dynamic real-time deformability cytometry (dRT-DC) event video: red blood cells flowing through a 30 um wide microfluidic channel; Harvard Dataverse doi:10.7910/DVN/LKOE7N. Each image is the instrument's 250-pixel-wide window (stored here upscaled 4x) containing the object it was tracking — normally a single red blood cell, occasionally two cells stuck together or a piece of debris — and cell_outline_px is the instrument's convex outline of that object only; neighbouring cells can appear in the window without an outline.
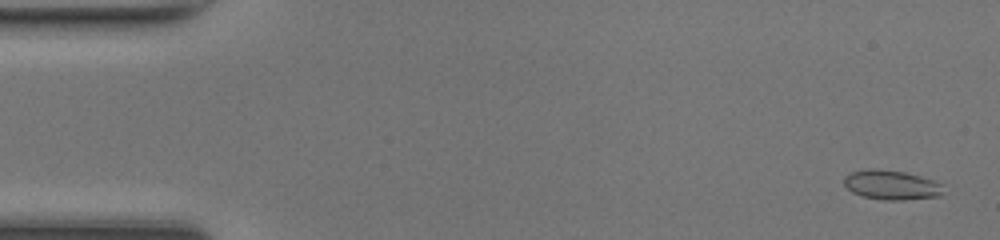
{"species": "common noctule bat (a hibernating species)", "species_latin": "Nyctalus noctula", "temperature_condition": "room temperature", "stored_images_in_passage": 48, "camera_frame_rate_fps": 3000, "um_per_image_px": 0.085, "animal": {"sex": "female", "body_mass_g": 17.0, "forearm_length_mm": 48.0}, "frame": {"image": 1, "passage_image": 2, "time_ms": 0.333, "image_size_px": [1000, 240], "cell_outline_px": [[944, 184], [940, 196], [904, 200], [884, 200], [864, 196], [852, 192], [844, 184], [844, 176], [848, 172], [868, 168], [876, 168], [904, 172], [920, 176]], "centroid_in_image_um": [75.75, 15.71], "position_along_channel_um": 9.3, "area_um2": 17.17}}
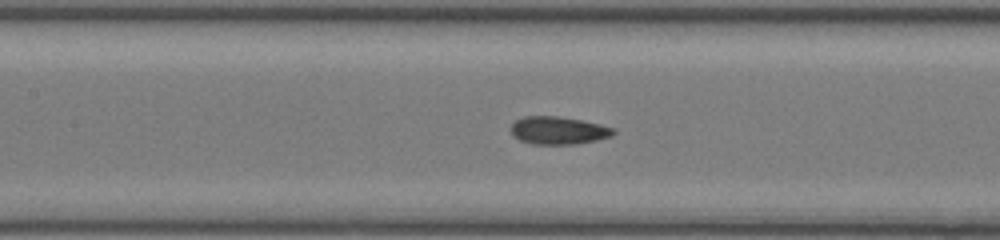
{"frame": {"image": 2, "passage_image": 22, "time_ms": 7.0, "image_size_px": [1000, 240], "cell_outline_px": [[616, 132], [612, 136], [596, 140], [576, 144], [532, 144], [520, 140], [512, 136], [512, 124], [516, 120], [524, 116], [556, 116], [580, 120], [600, 124], [616, 128]], "centroid_in_image_um": [47.48, 11.09], "position_along_channel_um": 159.9, "area_um2": 16.59}}
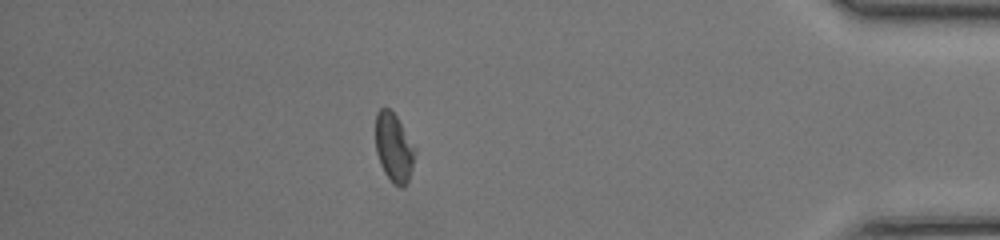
{"frame": {"image": 3, "passage_image": 42, "time_ms": 13.667, "image_size_px": [1000, 240], "cell_outline_px": [[416, 152], [412, 168], [408, 180], [400, 188], [384, 172], [380, 164], [376, 152], [376, 112], [380, 108], [388, 108], [396, 116], [416, 148]], "centroid_in_image_um": [33.48, 12.52], "position_along_channel_um": 401.7, "area_um2": 15.55}, "authors_computed_cell_mechanics": {"area_um2": 16.473, "velocity_mm_per_s": 4.3271, "shape_relaxation_time_tau1_ms": 4.2204, "shape_relaxation_time_tau2_ms": 2.028, "deformation_change_tau1": 0.1385, "deformation_change_tau2": 0.0636}}